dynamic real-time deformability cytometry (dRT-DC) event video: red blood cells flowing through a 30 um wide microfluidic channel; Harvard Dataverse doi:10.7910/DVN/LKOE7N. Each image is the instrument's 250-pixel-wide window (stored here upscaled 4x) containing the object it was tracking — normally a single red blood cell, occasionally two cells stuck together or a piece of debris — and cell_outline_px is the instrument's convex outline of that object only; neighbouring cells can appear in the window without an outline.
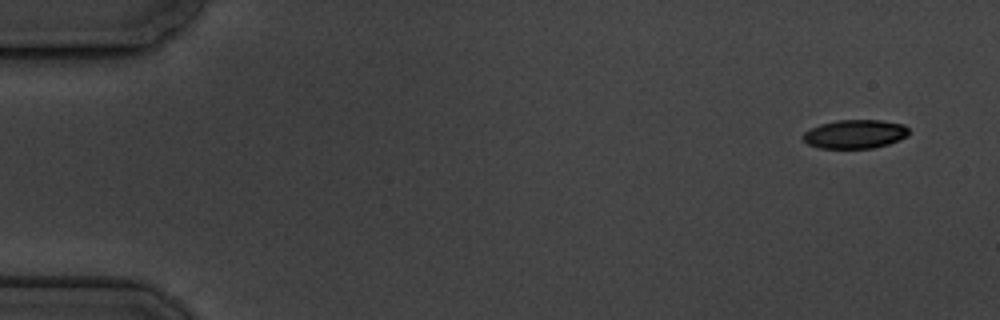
{"species": "common noctule bat (a hibernating species)", "species_latin": "Nyctalus noctula", "temperature_condition": "cold", "stored_images_in_passage": 5, "camera_frame_rate_fps": 3000, "um_per_image_px": 0.085, "animal": {"sex": "male", "body_mass_g": 19.5, "forearm_length_mm": 54.6}, "frame": {"image": 1, "passage_image": 1, "time_ms": 0.0, "image_size_px": [1000, 320], "cell_outline_px": [[908, 136], [900, 140], [888, 144], [872, 148], [820, 148], [808, 144], [800, 136], [804, 132], [820, 124], [836, 120], [880, 120], [904, 124], [908, 128]], "centroid_in_image_um": [72.68, 11.39], "position_along_channel_um": 12.3, "area_um2": 17.8}}
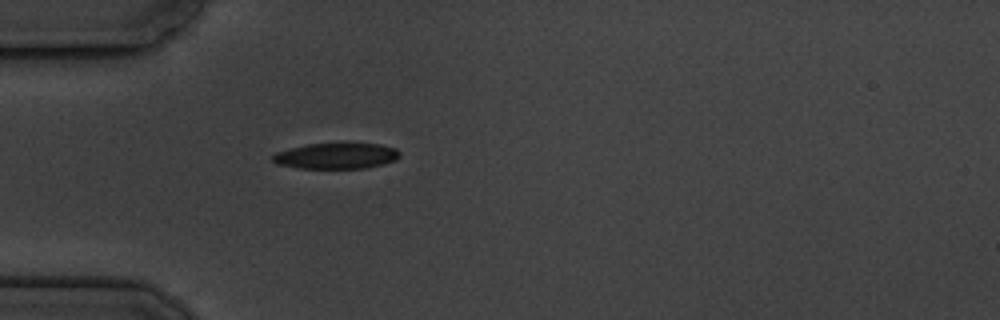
{"frame": {"image": 2, "passage_image": 5, "time_ms": 4.667, "image_size_px": [1000, 320], "cell_outline_px": [[400, 156], [396, 160], [384, 164], [364, 168], [296, 168], [276, 164], [272, 160], [272, 156], [276, 152], [308, 144], [380, 144], [396, 148], [400, 152]], "centroid_in_image_um": [28.6, 13.26], "position_along_channel_um": 56.4, "area_um2": 19.02}}